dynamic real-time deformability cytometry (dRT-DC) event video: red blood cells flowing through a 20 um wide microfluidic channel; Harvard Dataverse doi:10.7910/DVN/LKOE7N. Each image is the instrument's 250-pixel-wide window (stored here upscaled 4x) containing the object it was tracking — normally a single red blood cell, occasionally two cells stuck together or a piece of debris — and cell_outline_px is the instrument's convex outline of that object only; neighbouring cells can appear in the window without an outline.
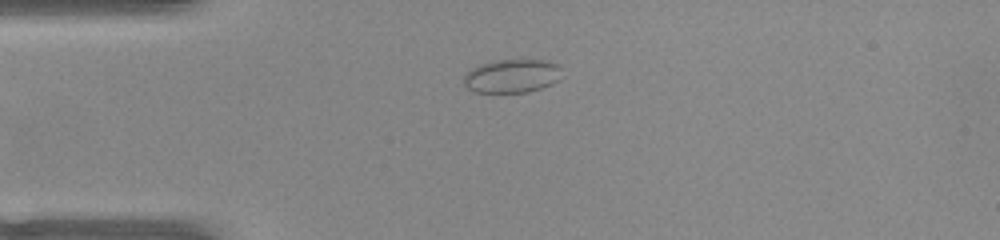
{"species": "common noctule bat (a hibernating species)", "species_latin": "Nyctalus noctula", "temperature_condition": "warm", "stored_images_in_passage": 40, "camera_frame_rate_fps": 3000, "um_per_image_px": 0.085, "animal": {"sex": "female", "body_mass_g": 22.0, "forearm_length_mm": 56.7}, "frame": {"image": 1, "passage_image": 1, "time_ms": 0.0, "image_size_px": [1000, 240], "cell_outline_px": [[560, 80], [552, 84], [528, 92], [476, 92], [468, 88], [464, 84], [464, 72], [480, 64], [496, 60], [548, 60], [556, 64], [560, 68]], "centroid_in_image_um": [43.5, 6.45], "position_along_channel_um": 41.5, "area_um2": 19.19}}
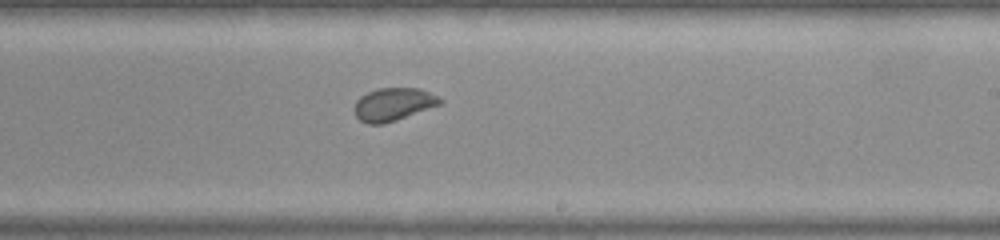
{"frame": {"image": 2, "passage_image": 19, "time_ms": 6.0, "image_size_px": [1000, 240], "cell_outline_px": [[444, 100], [440, 104], [396, 120], [384, 124], [368, 124], [360, 120], [356, 116], [352, 108], [356, 100], [360, 96], [368, 92], [380, 88], [420, 88]], "centroid_in_image_um": [33.38, 8.87], "position_along_channel_um": 255.6, "area_um2": 16.36}}
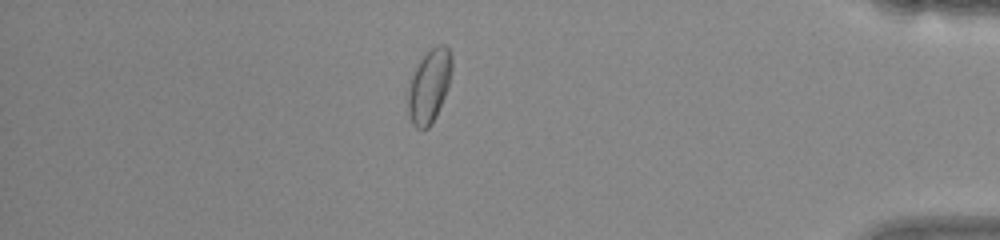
{"frame": {"image": 3, "passage_image": 33, "time_ms": 10.667, "image_size_px": [1000, 240], "cell_outline_px": [[452, 68], [448, 84], [444, 96], [436, 116], [432, 124], [428, 128], [416, 128], [412, 124], [408, 112], [408, 88], [412, 76], [420, 60], [436, 44], [444, 44], [448, 48], [452, 56]], "centroid_in_image_um": [36.48, 7.31], "position_along_channel_um": 398.7, "area_um2": 18.5}, "authors_computed_cell_mechanics": {"area_um2": 17.1955, "velocity_mm_per_s": 3.9318, "shape_relaxation_time_tau1_ms": 5.0708, "shape_relaxation_time_tau2_ms": null, "deformation_change_tau1": 0.0881, "deformation_change_tau2": null}}